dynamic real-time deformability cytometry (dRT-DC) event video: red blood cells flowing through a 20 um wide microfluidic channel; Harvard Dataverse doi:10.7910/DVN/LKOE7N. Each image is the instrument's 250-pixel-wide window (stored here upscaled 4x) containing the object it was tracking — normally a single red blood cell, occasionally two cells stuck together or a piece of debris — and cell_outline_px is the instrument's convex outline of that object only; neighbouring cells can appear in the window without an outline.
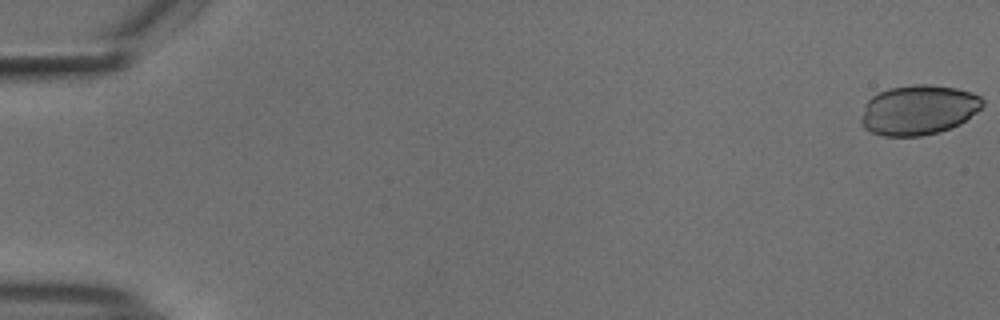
{"species": "common noctule bat (a hibernating species)", "species_latin": "Nyctalus noctula", "temperature_condition": "cold", "stored_images_in_passage": 55, "camera_frame_rate_fps": 3000, "um_per_image_px": 0.085, "animal": {"sex": "male", "body_mass_g": 18.8}, "frame": {"image": 1, "passage_image": 1, "time_ms": 0.0, "image_size_px": [1000, 320], "cell_outline_px": [[984, 104], [976, 112], [960, 124], [940, 132], [920, 136], [884, 136], [872, 132], [864, 128], [860, 120], [860, 116], [864, 104], [872, 96], [888, 88], [916, 84], [928, 84], [956, 88], [972, 92], [980, 96], [984, 100]], "centroid_in_image_um": [78.06, 9.34], "position_along_channel_um": 6.9, "area_um2": 35.49}}